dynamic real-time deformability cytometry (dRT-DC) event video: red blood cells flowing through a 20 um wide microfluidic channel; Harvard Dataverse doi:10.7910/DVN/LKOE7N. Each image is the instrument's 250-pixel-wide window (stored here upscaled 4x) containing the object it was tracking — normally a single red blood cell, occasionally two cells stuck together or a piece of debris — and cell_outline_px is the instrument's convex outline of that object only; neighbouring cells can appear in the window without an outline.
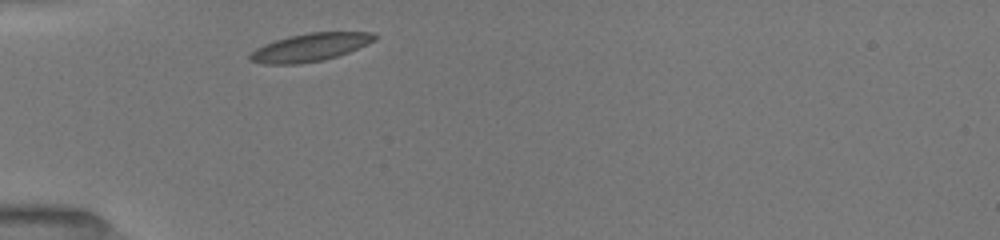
{"species": "common noctule bat (a hibernating species)", "species_latin": "Nyctalus noctula", "temperature_condition": "room temperature", "stored_images_in_passage": 1, "camera_frame_rate_fps": 3000, "um_per_image_px": 0.085, "animal": {"sex": "female", "body_mass_g": 19.5, "forearm_length_mm": 54.1}, "frame": {"image": 1, "passage_image": 1, "time_ms": 0.0, "image_size_px": [1000, 240], "cell_outline_px": [[376, 40], [368, 44], [348, 52], [324, 60], [300, 64], [264, 64], [248, 60], [248, 56], [256, 48], [264, 44], [288, 36], [308, 32], [372, 32], [376, 36]], "centroid_in_image_um": [26.34, 4.02], "position_along_channel_um": 58.7, "area_um2": 20.35}}